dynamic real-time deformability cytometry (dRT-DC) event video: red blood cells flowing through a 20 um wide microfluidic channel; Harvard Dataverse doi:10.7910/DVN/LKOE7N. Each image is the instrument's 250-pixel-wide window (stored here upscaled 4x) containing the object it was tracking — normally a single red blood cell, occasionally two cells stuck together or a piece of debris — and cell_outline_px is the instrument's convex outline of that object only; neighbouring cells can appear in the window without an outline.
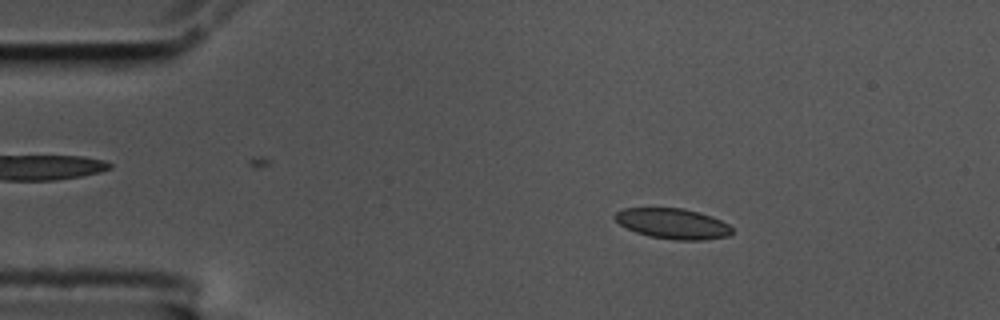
{"species": "common noctule bat (a hibernating species)", "species_latin": "Nyctalus noctula", "temperature_condition": "cold", "stored_images_in_passage": 4, "camera_frame_rate_fps": 3000, "um_per_image_px": 0.085, "animal": {"sex": "male", "body_mass_g": 17.5, "forearm_length_mm": 52.3}, "frame": {"image": 1, "passage_image": 2, "time_ms": 0.333, "image_size_px": [1000, 320], "cell_outline_px": [[732, 232], [728, 236], [704, 240], [676, 240], [648, 236], [636, 232], [620, 224], [612, 216], [616, 212], [624, 208], [684, 208], [700, 212], [712, 216], [728, 224], [732, 228]], "centroid_in_image_um": [57.19, 19.0], "position_along_channel_um": 27.8, "area_um2": 20.81}}